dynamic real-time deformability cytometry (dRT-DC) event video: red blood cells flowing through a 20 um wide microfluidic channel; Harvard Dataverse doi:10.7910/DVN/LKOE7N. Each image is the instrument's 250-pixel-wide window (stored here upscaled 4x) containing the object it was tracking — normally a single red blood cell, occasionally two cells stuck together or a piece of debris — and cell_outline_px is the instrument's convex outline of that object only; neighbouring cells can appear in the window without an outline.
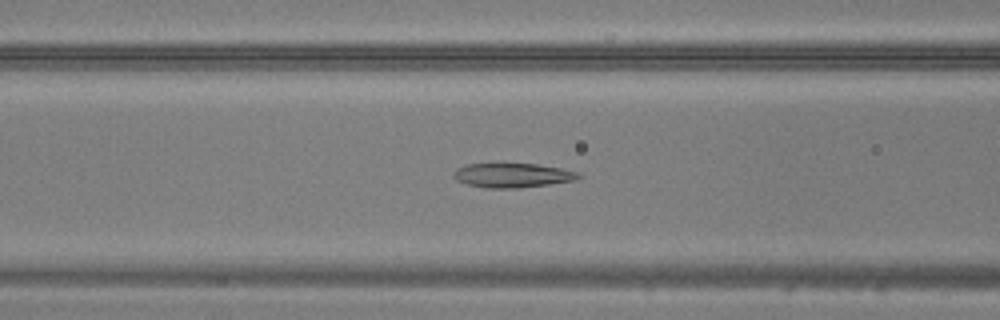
{"species": "common noctule bat (a hibernating species)", "species_latin": "Nyctalus noctula", "temperature_condition": "warm", "stored_images_in_passage": 48, "camera_frame_rate_fps": 3000, "um_per_image_px": 0.085, "animal": {"sex": "male", "body_mass_g": 20.5, "forearm_length_mm": 52.5}, "frame": {"image": 1, "passage_image": 20, "time_ms": 6.333, "image_size_px": [1000, 320], "cell_outline_px": [[580, 176], [576, 180], [520, 188], [488, 188], [468, 184], [456, 180], [452, 176], [452, 172], [456, 168], [468, 164], [536, 164], [560, 168], [580, 172]], "centroid_in_image_um": [43.54, 14.9], "position_along_channel_um": 123.1, "area_um2": 17.63}}
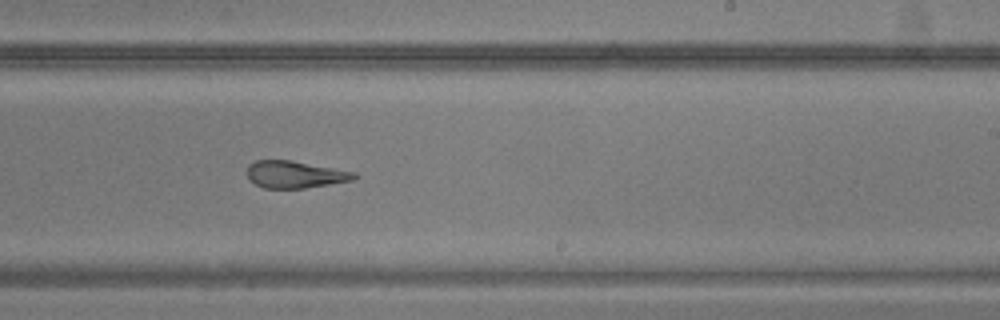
{"frame": {"image": 2, "passage_image": 30, "time_ms": 9.667, "image_size_px": [1000, 320], "cell_outline_px": [[360, 176], [352, 180], [304, 188], [264, 188], [248, 180], [248, 164], [256, 160], [292, 160], [356, 172]], "centroid_in_image_um": [25.08, 14.82], "position_along_channel_um": 263.9, "area_um2": 16.94}}
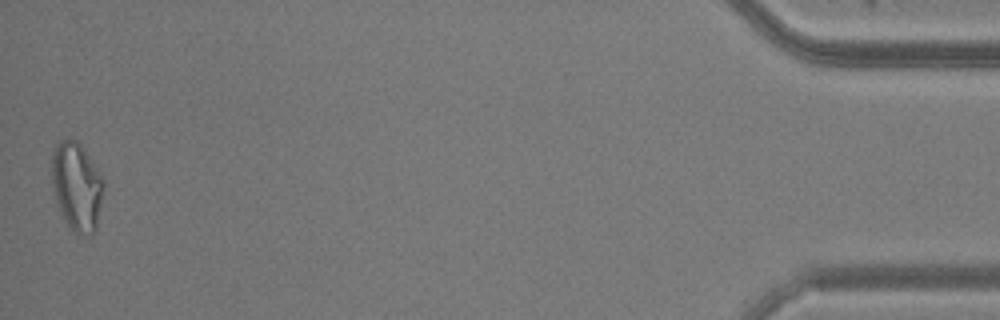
{"frame": {"image": 3, "passage_image": 48, "time_ms": 15.667, "image_size_px": [1000, 320], "cell_outline_px": [[104, 188], [96, 232], [92, 236], [80, 236], [68, 224], [60, 212], [52, 188], [52, 152], [56, 144], [60, 140], [76, 140], [80, 144], [100, 172], [104, 180]], "centroid_in_image_um": [6.54, 15.88], "position_along_channel_um": 428.7, "area_um2": 26.88}}